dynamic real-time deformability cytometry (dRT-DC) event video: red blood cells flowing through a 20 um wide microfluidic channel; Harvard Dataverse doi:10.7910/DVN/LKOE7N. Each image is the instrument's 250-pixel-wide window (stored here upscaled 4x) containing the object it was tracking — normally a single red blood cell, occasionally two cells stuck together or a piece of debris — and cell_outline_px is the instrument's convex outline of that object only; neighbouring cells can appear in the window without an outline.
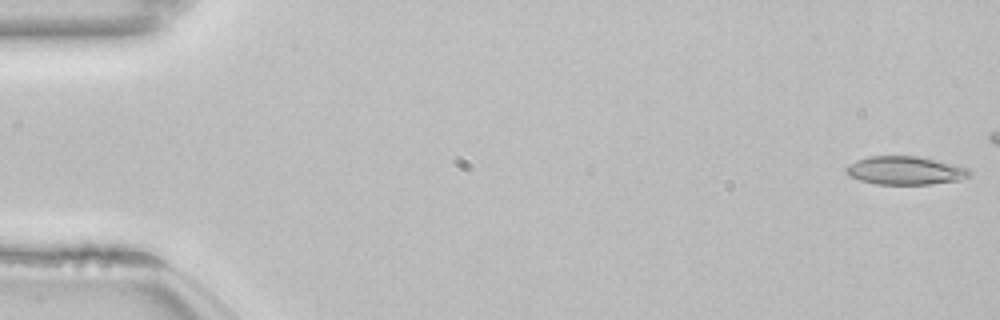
{"species": "common noctule bat (a hibernating species)", "species_latin": "Nyctalus noctula", "temperature_condition": "room temperature", "stored_images_in_passage": 47, "camera_frame_rate_fps": 3000, "um_per_image_px": 0.085, "animal": {"sex": "female", "body_mass_g": 22.7, "forearm_length_mm": 54.2}, "frame": {"image": 1, "passage_image": 1, "time_ms": 0.0, "image_size_px": [1000, 320], "cell_outline_px": [[972, 176], [960, 180], [932, 184], [876, 184], [860, 180], [848, 176], [844, 172], [844, 168], [848, 164], [856, 160], [868, 156], [916, 156], [936, 160], [968, 168], [972, 172]], "centroid_in_image_um": [76.92, 14.5], "position_along_channel_um": 8.1, "area_um2": 20.58}}
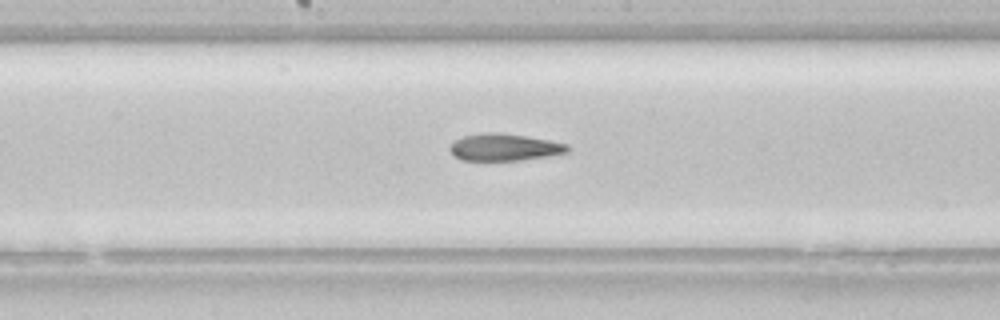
{"frame": {"image": 2, "passage_image": 28, "time_ms": 9.0, "image_size_px": [1000, 320], "cell_outline_px": [[568, 152], [548, 156], [520, 160], [460, 160], [448, 148], [456, 140], [464, 136], [484, 132], [500, 132], [528, 136], [568, 144]], "centroid_in_image_um": [42.88, 12.5], "position_along_channel_um": 205.3, "area_um2": 18.44}}
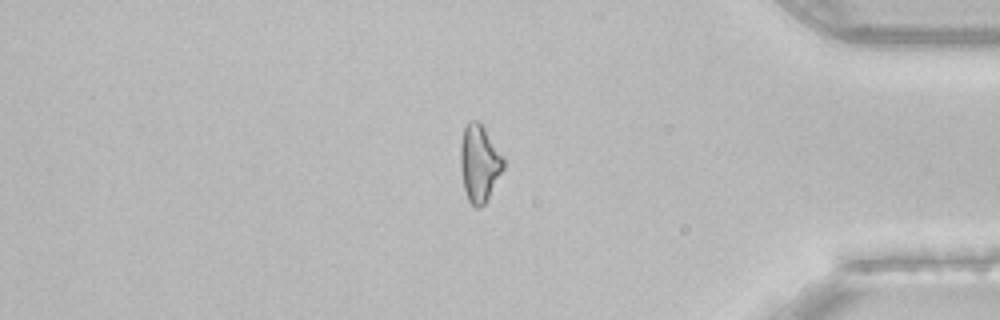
{"frame": {"image": 3, "passage_image": 45, "time_ms": 14.667, "image_size_px": [1000, 320], "cell_outline_px": [[504, 168], [484, 204], [480, 208], [476, 208], [468, 200], [464, 188], [460, 168], [460, 144], [464, 128], [468, 120], [480, 120], [504, 156]], "centroid_in_image_um": [40.74, 13.82], "position_along_channel_um": 394.5, "area_um2": 19.54}}